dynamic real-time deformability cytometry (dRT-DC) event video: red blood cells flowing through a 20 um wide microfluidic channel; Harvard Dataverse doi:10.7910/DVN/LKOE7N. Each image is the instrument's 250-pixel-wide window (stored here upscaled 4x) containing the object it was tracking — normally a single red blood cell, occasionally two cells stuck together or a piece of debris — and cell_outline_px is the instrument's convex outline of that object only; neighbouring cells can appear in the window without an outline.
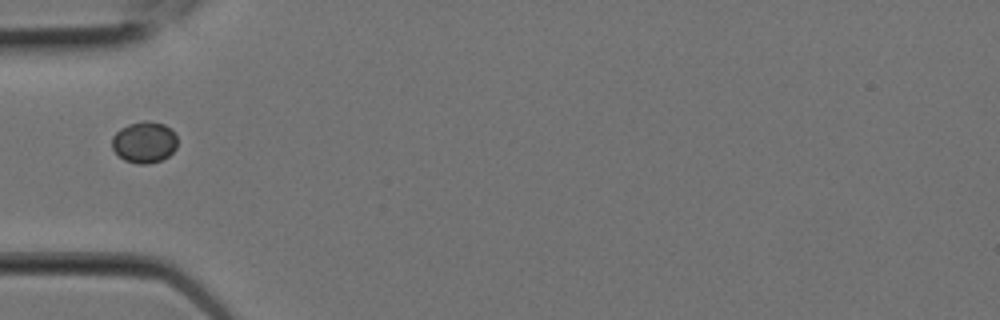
{"species": "Egyptian fruit bat (a non-hibernating species)", "species_latin": "Rousettus aegyptiacus", "temperature_condition": "room temperature", "stored_images_in_passage": 4, "camera_frame_rate_fps": 3000, "um_per_image_px": 0.085, "animal": {"sex": "female"}, "frame": {"image": 1, "passage_image": 1, "time_ms": 0.0, "image_size_px": [1000, 320], "cell_outline_px": [[176, 148], [168, 156], [160, 160], [148, 164], [136, 164], [124, 160], [112, 148], [112, 136], [120, 128], [128, 124], [148, 120], [164, 124], [176, 136]], "centroid_in_image_um": [12.24, 12.09], "position_along_channel_um": 72.8, "area_um2": 15.66}}
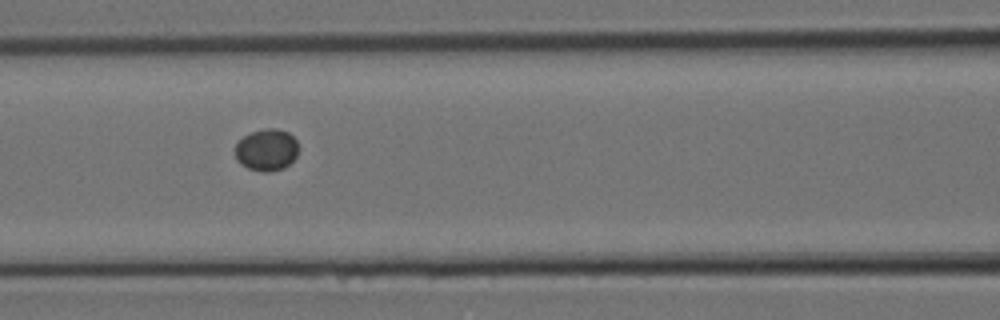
{"frame": {"image": 2, "passage_image": 3, "time_ms": 0.667, "image_size_px": [1000, 320], "cell_outline_px": [[296, 156], [284, 168], [268, 172], [264, 172], [248, 168], [240, 164], [236, 160], [236, 144], [244, 136], [252, 132], [264, 128], [276, 128], [288, 132], [296, 140]], "centroid_in_image_um": [22.64, 12.74], "position_along_channel_um": 144.0, "area_um2": 15.26}}
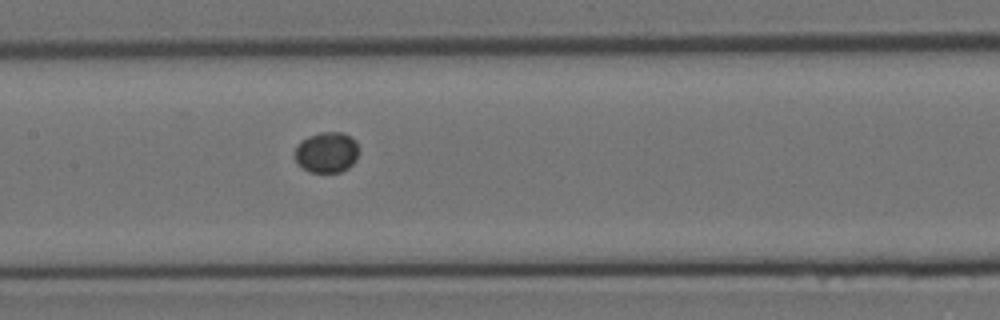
{"frame": {"image": 3, "passage_image": 4, "time_ms": 1.0, "image_size_px": [1000, 320], "cell_outline_px": [[360, 152], [356, 160], [348, 168], [340, 172], [308, 172], [296, 164], [296, 148], [300, 140], [308, 136], [320, 132], [340, 132], [352, 136], [356, 140]], "centroid_in_image_um": [27.79, 12.94], "position_along_channel_um": 179.6, "area_um2": 15.49}}